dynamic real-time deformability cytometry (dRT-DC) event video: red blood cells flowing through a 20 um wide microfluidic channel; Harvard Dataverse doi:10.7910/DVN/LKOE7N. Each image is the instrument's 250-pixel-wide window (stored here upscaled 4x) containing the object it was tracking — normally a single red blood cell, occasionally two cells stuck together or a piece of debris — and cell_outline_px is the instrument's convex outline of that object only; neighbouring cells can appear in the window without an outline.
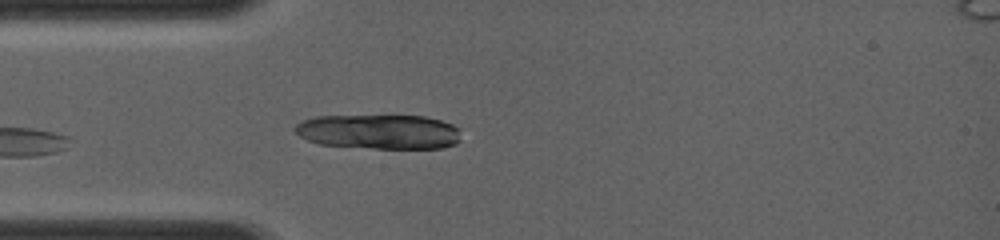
{"species": "common noctule bat (a hibernating species)", "species_latin": "Nyctalus noctula", "temperature_condition": "room temperature", "stored_images_in_passage": 6, "camera_frame_rate_fps": 4000, "um_per_image_px": 0.085, "animal": {"sex": "female", "body_mass_g": 19.0, "forearm_length_mm": 56.7}, "frame": {"image": 1, "passage_image": 6, "time_ms": 1.25, "image_size_px": [1000, 240], "cell_outline_px": [[460, 140], [456, 144], [440, 148], [376, 148], [320, 144], [308, 140], [300, 136], [292, 128], [296, 124], [304, 120], [316, 116], [424, 116], [440, 120], [452, 124], [460, 128]], "centroid_in_image_um": [32.25, 11.19], "position_along_channel_um": 52.8, "area_um2": 33.47}}